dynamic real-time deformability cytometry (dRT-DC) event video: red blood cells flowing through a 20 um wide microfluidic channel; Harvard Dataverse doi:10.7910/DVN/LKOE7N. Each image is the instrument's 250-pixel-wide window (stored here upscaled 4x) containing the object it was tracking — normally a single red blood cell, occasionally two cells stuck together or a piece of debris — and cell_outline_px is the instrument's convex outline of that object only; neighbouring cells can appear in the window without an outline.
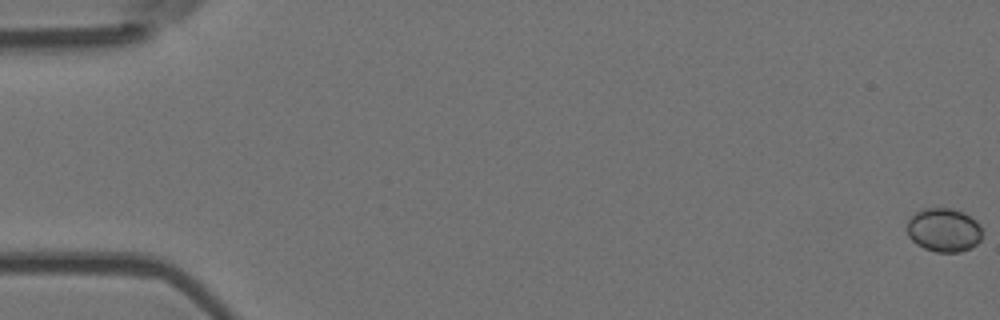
{"species": "Egyptian fruit bat (a non-hibernating species)", "species_latin": "Rousettus aegyptiacus", "temperature_condition": "room temperature", "stored_images_in_passage": 5, "camera_frame_rate_fps": 3000, "um_per_image_px": 0.085, "animal": {"sex": "female"}, "frame": {"image": 1, "passage_image": 1, "time_ms": 0.0, "image_size_px": [1000, 320], "cell_outline_px": [[980, 240], [972, 248], [960, 252], [936, 252], [924, 248], [916, 244], [908, 236], [908, 220], [916, 212], [924, 208], [952, 208], [964, 212], [976, 220], [980, 224]], "centroid_in_image_um": [80.23, 19.55], "position_along_channel_um": 4.8, "area_um2": 19.19}}
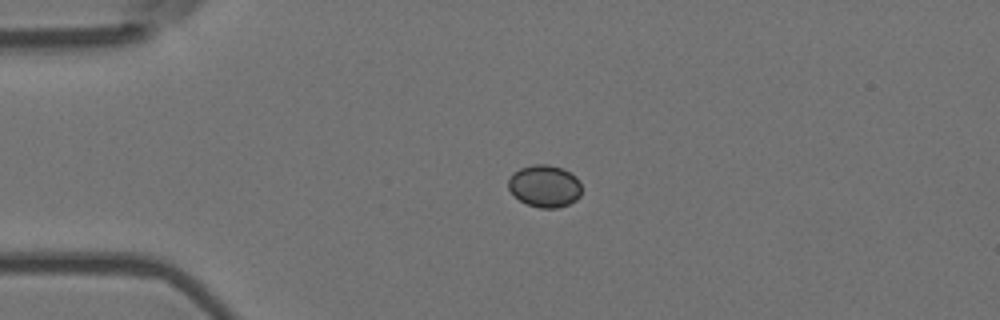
{"frame": {"image": 2, "passage_image": 4, "time_ms": 1.0, "image_size_px": [1000, 320], "cell_outline_px": [[580, 196], [576, 200], [568, 204], [556, 208], [540, 208], [528, 204], [520, 200], [508, 188], [508, 180], [512, 172], [520, 168], [532, 164], [548, 164], [564, 168], [576, 176], [580, 180]], "centroid_in_image_um": [46.3, 15.79], "position_along_channel_um": 38.7, "area_um2": 18.15}}